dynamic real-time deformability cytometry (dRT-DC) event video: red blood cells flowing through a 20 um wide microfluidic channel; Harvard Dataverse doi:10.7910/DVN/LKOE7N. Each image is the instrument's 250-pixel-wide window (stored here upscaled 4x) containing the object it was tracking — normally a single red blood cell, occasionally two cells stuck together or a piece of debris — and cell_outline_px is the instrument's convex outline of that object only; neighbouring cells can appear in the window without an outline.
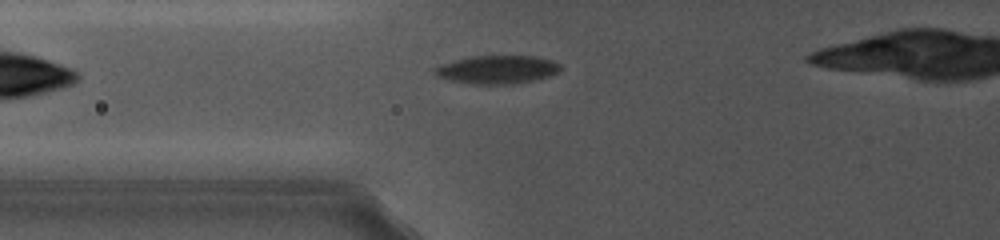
{"species": "common noctule bat (a hibernating species)", "species_latin": "Nyctalus noctula", "temperature_condition": "cold", "stored_images_in_passage": 9, "camera_frame_rate_fps": 5000, "um_per_image_px": 0.085, "animal": {"sex": "female", "body_mass_g": 19.0, "forearm_length_mm": 56.7}, "frame": {"image": 1, "passage_image": 3, "time_ms": 1.8, "image_size_px": [1000, 240], "cell_outline_px": [[560, 68], [552, 76], [536, 80], [516, 84], [476, 84], [452, 80], [436, 76], [432, 72], [432, 68], [440, 64], [452, 60], [472, 56], [536, 56], [552, 60], [560, 64]], "centroid_in_image_um": [42.25, 5.91], "position_along_channel_um": 83.6, "area_um2": 20.92}}
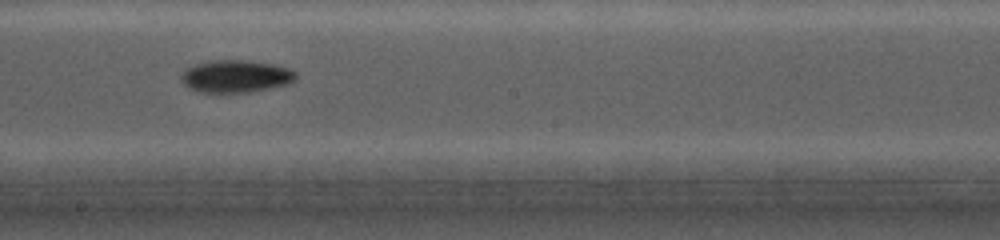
{"frame": {"image": 2, "passage_image": 7, "time_ms": 5.6, "image_size_px": [1000, 240], "cell_outline_px": [[296, 80], [288, 84], [248, 92], [200, 92], [188, 88], [180, 80], [180, 76], [188, 68], [196, 64], [212, 60], [248, 60], [276, 64], [288, 68], [296, 72]], "centroid_in_image_um": [20.06, 6.48], "position_along_channel_um": 228.1, "area_um2": 21.68}}
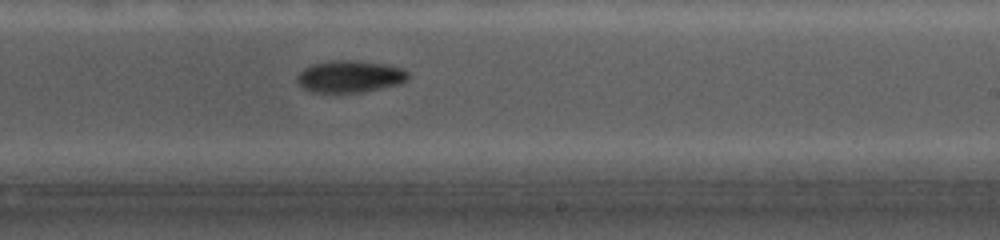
{"frame": {"image": 3, "passage_image": 8, "time_ms": 6.4, "image_size_px": [1000, 240], "cell_outline_px": [[408, 80], [400, 84], [360, 92], [312, 92], [304, 88], [296, 80], [296, 76], [304, 68], [312, 64], [328, 60], [360, 60], [384, 64], [400, 68], [408, 72]], "centroid_in_image_um": [29.72, 6.49], "position_along_channel_um": 259.3, "area_um2": 20.69}}